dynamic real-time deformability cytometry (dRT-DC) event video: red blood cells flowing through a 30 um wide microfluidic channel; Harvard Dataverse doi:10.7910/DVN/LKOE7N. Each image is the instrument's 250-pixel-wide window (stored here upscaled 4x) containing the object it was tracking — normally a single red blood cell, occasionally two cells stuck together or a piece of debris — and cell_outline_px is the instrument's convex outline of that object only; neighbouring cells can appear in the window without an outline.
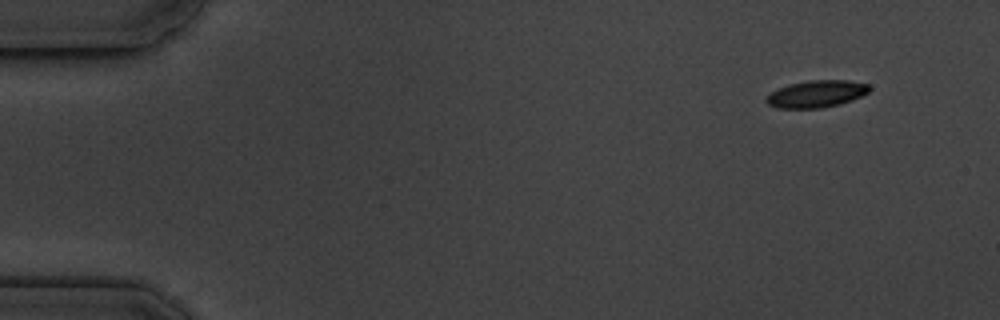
{"species": "common noctule bat (a hibernating species)", "species_latin": "Nyctalus noctula", "temperature_condition": "cold", "stored_images_in_passage": 5, "camera_frame_rate_fps": 3000, "um_per_image_px": 0.085, "animal": {"sex": "male", "body_mass_g": 19.5, "forearm_length_mm": 54.6}, "frame": {"image": 1, "passage_image": 1, "time_ms": 0.0, "image_size_px": [1000, 320], "cell_outline_px": [[872, 88], [868, 92], [852, 100], [840, 104], [820, 108], [776, 108], [768, 104], [764, 100], [772, 92], [788, 84], [808, 80], [848, 80], [868, 84]], "centroid_in_image_um": [69.41, 7.98], "position_along_channel_um": 15.6, "area_um2": 16.24}}
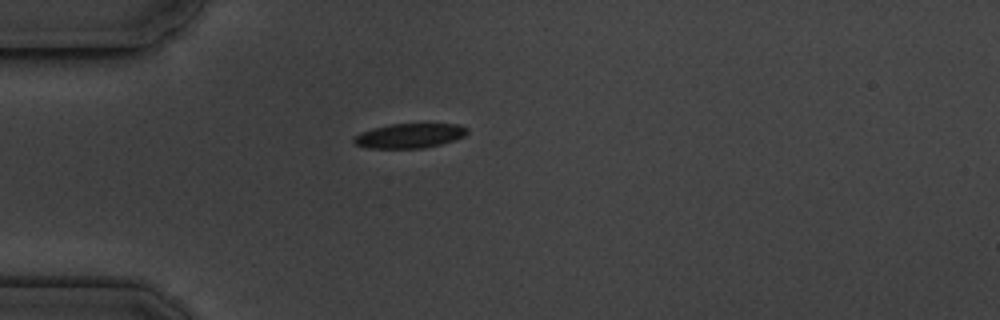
{"frame": {"image": 2, "passage_image": 4, "time_ms": 3.667, "image_size_px": [1000, 320], "cell_outline_px": [[468, 132], [464, 136], [440, 144], [424, 148], [368, 148], [356, 144], [352, 140], [360, 132], [372, 128], [392, 124], [460, 124], [468, 128]], "centroid_in_image_um": [34.81, 11.53], "position_along_channel_um": 50.2, "area_um2": 16.13}}